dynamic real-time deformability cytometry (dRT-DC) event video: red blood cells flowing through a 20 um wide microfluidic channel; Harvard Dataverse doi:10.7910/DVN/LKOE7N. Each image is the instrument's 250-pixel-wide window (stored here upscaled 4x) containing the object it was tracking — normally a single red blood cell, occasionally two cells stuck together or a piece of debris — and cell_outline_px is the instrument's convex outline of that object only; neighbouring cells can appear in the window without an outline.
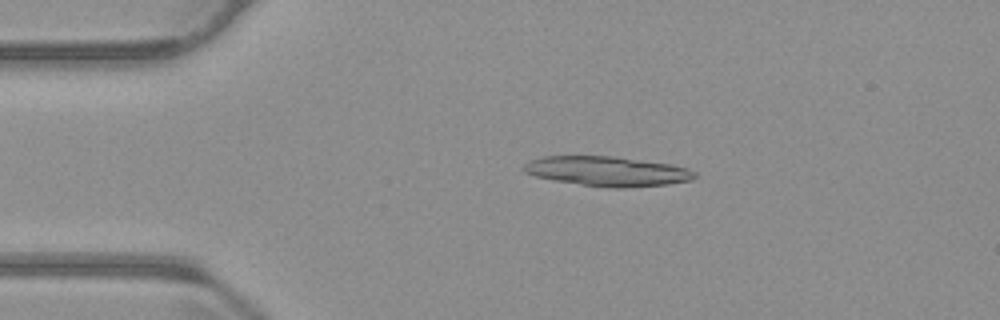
{"species": "common noctule bat (a hibernating species)", "species_latin": "Nyctalus noctula", "temperature_condition": "warm", "stored_images_in_passage": 54, "segment_of_instrument_passage": [1, 2], "camera_frame_rate_fps": 3000, "um_per_image_px": 0.085, "animal": {"sex": "male", "body_mass_g": 23.1, "forearm_length_mm": 52.7}, "frame": {"image": 1, "passage_image": 11, "time_ms": 3.333, "image_size_px": [1000, 320], "cell_outline_px": [[696, 176], [692, 180], [668, 184], [624, 188], [608, 188], [552, 180], [536, 176], [524, 172], [524, 164], [528, 160], [544, 156], [612, 156], [672, 164], [688, 168], [696, 172]], "centroid_in_image_um": [51.63, 14.56], "position_along_channel_um": 33.4, "area_um2": 29.71}}